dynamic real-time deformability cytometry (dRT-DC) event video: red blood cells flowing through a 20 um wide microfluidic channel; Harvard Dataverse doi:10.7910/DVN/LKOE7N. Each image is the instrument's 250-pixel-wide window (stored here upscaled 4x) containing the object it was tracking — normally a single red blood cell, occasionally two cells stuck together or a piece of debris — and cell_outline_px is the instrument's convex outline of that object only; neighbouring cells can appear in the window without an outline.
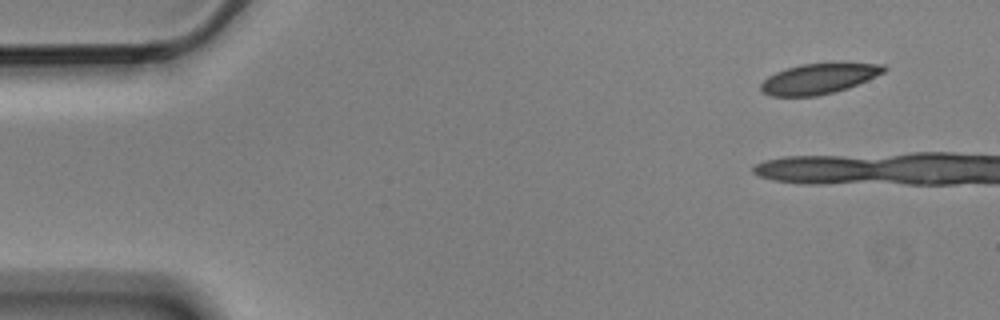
{"species": "Egyptian fruit bat (a non-hibernating species)", "species_latin": "Rousettus aegyptiacus", "temperature_condition": "cold", "stored_images_in_passage": 4, "camera_frame_rate_fps": 3000, "um_per_image_px": 0.085, "animal": {"sex": "male"}, "frame": {"image": 1, "passage_image": 1, "time_ms": 0.0, "image_size_px": [1000, 320], "cell_outline_px": [[888, 68], [884, 72], [868, 80], [848, 88], [836, 92], [816, 96], [772, 96], [764, 92], [760, 88], [760, 84], [768, 76], [776, 72], [800, 64], [832, 60], [884, 64]], "centroid_in_image_um": [69.68, 6.63], "position_along_channel_um": 15.3, "area_um2": 22.66}}